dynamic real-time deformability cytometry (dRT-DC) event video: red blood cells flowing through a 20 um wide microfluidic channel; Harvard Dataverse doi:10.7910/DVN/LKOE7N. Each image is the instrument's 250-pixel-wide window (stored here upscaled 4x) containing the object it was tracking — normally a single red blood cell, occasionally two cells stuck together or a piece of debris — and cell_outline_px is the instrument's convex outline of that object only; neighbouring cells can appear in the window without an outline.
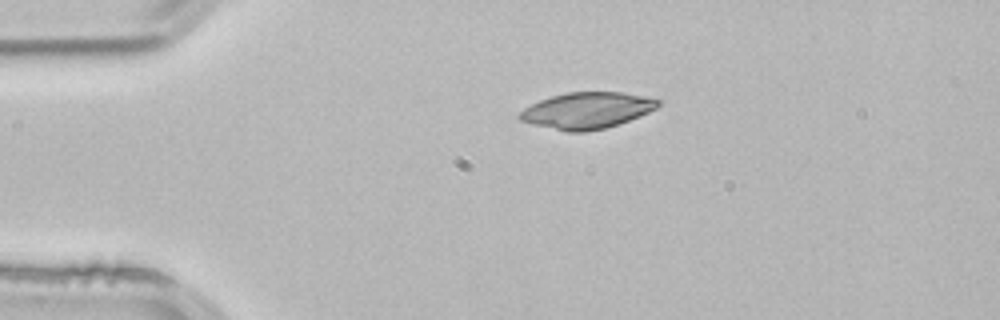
{"species": "common noctule bat (a hibernating species)", "species_latin": "Nyctalus noctula", "temperature_condition": "room temperature", "stored_images_in_passage": 2, "camera_frame_rate_fps": 3000, "um_per_image_px": 0.085, "animal": {"sex": "male", "body_mass_g": 21.5, "forearm_length_mm": 52.0}, "frame": {"image": 1, "passage_image": 1, "time_ms": 0.0, "image_size_px": [1000, 320], "cell_outline_px": [[660, 104], [656, 108], [648, 112], [628, 120], [604, 128], [584, 132], [568, 132], [520, 120], [516, 116], [524, 108], [540, 100], [552, 96], [568, 92], [624, 92], [644, 96], [660, 100]], "centroid_in_image_um": [49.89, 9.38], "position_along_channel_um": 35.1, "area_um2": 28.84}}